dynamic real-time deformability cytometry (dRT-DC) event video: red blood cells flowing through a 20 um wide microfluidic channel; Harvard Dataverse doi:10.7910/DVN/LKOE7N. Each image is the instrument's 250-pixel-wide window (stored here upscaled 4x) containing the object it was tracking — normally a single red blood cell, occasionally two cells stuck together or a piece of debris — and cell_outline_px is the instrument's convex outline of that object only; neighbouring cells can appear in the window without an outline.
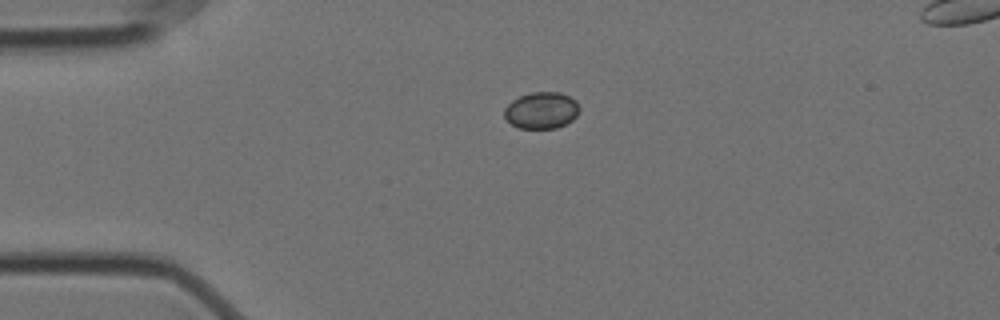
{"species": "Egyptian fruit bat (a non-hibernating species)", "species_latin": "Rousettus aegyptiacus", "temperature_condition": "cold", "stored_images_in_passage": 46, "camera_frame_rate_fps": 3000, "um_per_image_px": 0.085, "animal": {"sex": "female"}, "frame": {"image": 1, "passage_image": 1, "time_ms": 0.0, "image_size_px": [1000, 320], "cell_outline_px": [[580, 108], [576, 116], [572, 120], [556, 128], [520, 128], [512, 124], [504, 116], [504, 108], [512, 100], [520, 96], [532, 92], [560, 92], [576, 100]], "centroid_in_image_um": [46.03, 9.37], "position_along_channel_um": 39.0, "area_um2": 15.95}}
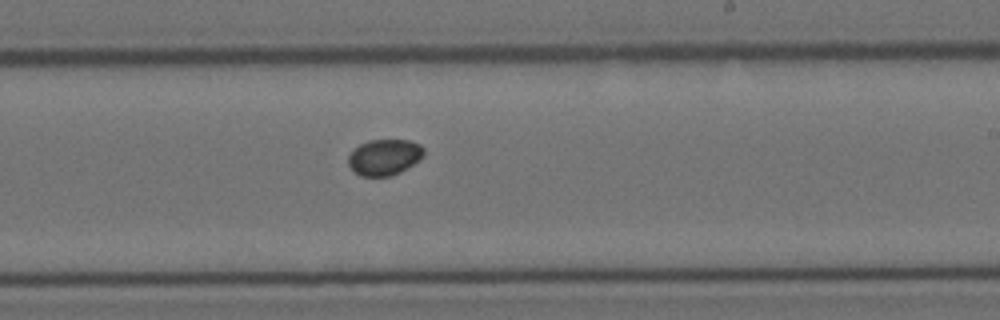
{"frame": {"image": 2, "passage_image": 22, "time_ms": 7.0, "image_size_px": [1000, 320], "cell_outline_px": [[424, 156], [420, 160], [400, 172], [392, 176], [360, 176], [348, 164], [348, 156], [360, 144], [368, 140], [408, 140], [420, 144], [424, 148]], "centroid_in_image_um": [32.7, 13.36], "position_along_channel_um": 256.3, "area_um2": 15.84}}
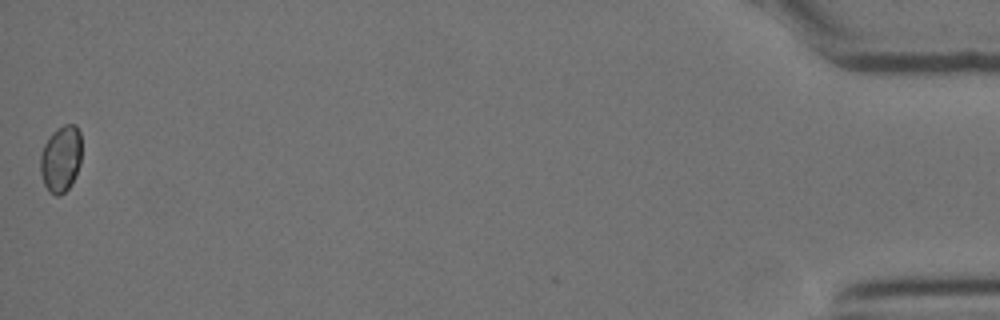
{"frame": {"image": 3, "passage_image": 45, "time_ms": 14.667, "image_size_px": [1000, 320], "cell_outline_px": [[80, 164], [68, 188], [60, 196], [56, 196], [48, 192], [44, 184], [40, 172], [40, 156], [44, 144], [52, 132], [56, 128], [64, 124], [76, 124], [80, 132]], "centroid_in_image_um": [5.15, 13.48], "position_along_channel_um": 430.1, "area_um2": 16.01}}